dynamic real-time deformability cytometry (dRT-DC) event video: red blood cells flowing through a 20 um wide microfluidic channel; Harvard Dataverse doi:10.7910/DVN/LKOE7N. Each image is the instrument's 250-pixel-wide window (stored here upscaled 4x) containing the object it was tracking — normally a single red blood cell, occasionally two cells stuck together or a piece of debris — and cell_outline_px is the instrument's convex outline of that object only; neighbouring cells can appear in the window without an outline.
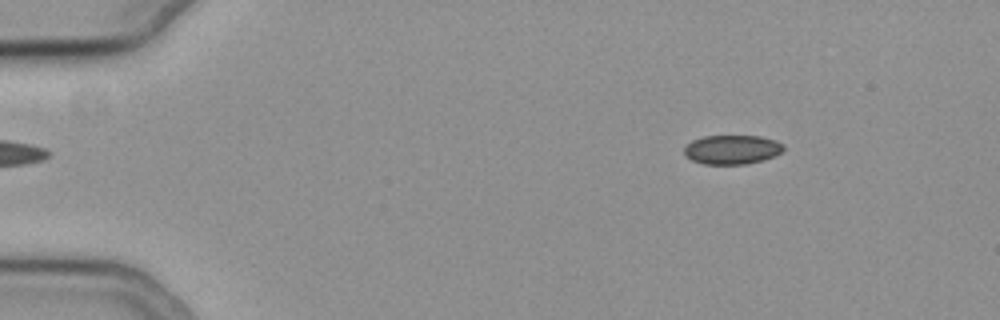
{"species": "common noctule bat (a hibernating species)", "species_latin": "Nyctalus noctula", "temperature_condition": "cold", "stored_images_in_passage": 57, "camera_frame_rate_fps": 3000, "um_per_image_px": 0.085, "animal": {"sex": "female", "body_mass_g": 19.3, "forearm_length_mm": 54.1}, "frame": {"image": 1, "passage_image": 8, "time_ms": 2.333, "image_size_px": [1000, 320], "cell_outline_px": [[784, 148], [776, 156], [764, 160], [748, 164], [704, 164], [692, 160], [684, 152], [684, 144], [692, 140], [704, 136], [760, 136], [776, 140], [784, 144]], "centroid_in_image_um": [62.24, 12.71], "position_along_channel_um": 22.8, "area_um2": 17.05}}
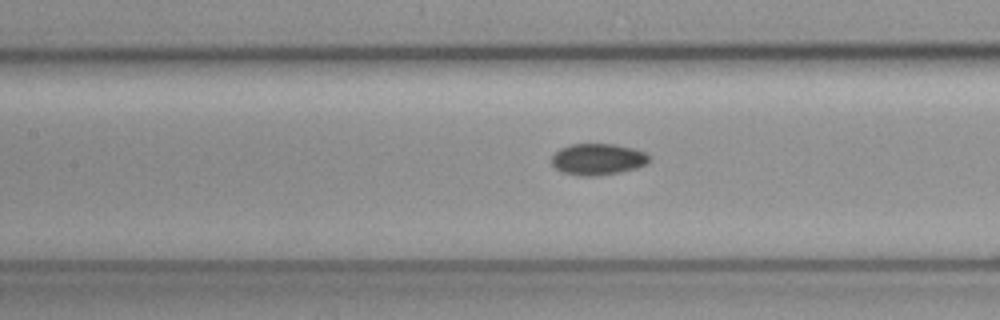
{"frame": {"image": 2, "passage_image": 27, "time_ms": 8.667, "image_size_px": [1000, 320], "cell_outline_px": [[652, 160], [648, 164], [636, 168], [620, 172], [596, 176], [580, 176], [560, 172], [552, 164], [552, 156], [560, 148], [572, 144], [612, 144], [632, 148], [644, 152], [652, 156]], "centroid_in_image_um": [50.84, 13.55], "position_along_channel_um": 156.6, "area_um2": 18.03}}
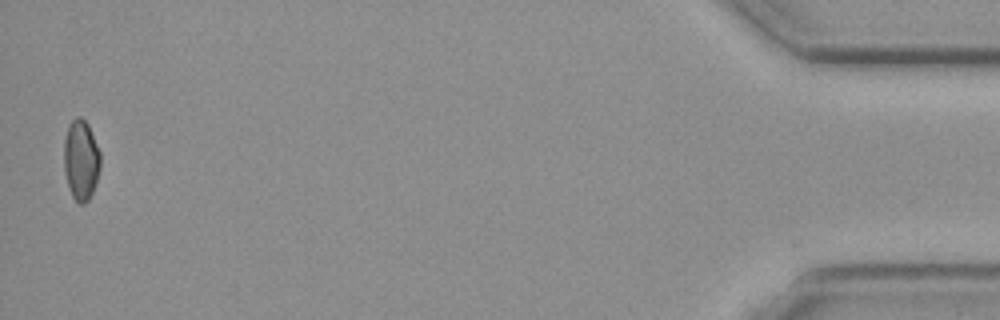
{"frame": {"image": 3, "passage_image": 56, "time_ms": 18.333, "image_size_px": [1000, 320], "cell_outline_px": [[100, 168], [92, 192], [88, 200], [84, 204], [80, 204], [72, 196], [64, 172], [64, 140], [68, 124], [76, 116], [80, 116], [88, 124], [100, 152]], "centroid_in_image_um": [6.87, 13.57], "position_along_channel_um": 428.3, "area_um2": 16.99}}